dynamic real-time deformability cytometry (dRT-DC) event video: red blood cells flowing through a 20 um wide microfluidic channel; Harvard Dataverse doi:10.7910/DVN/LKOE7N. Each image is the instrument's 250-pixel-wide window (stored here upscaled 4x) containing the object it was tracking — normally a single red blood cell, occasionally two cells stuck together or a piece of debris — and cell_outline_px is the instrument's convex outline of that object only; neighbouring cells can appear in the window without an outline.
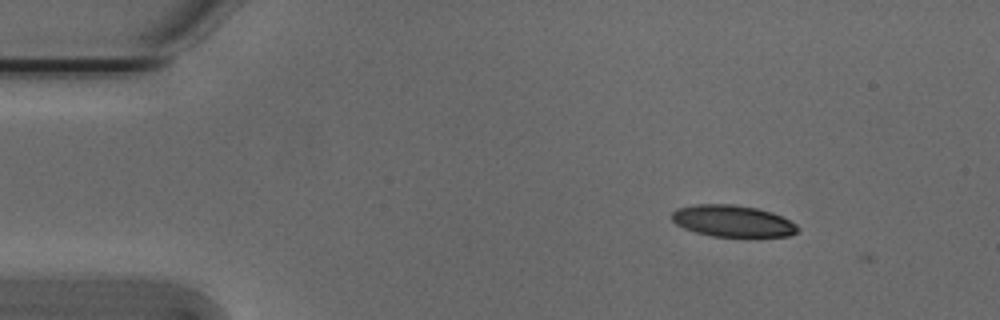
{"species": "Egyptian fruit bat (a non-hibernating species)", "species_latin": "Rousettus aegyptiacus", "temperature_condition": "cold", "stored_images_in_passage": 14, "camera_frame_rate_fps": 3000, "um_per_image_px": 0.085, "animal": {"sex": "male"}, "frame": {"image": 1, "passage_image": 2, "time_ms": 0.333, "image_size_px": [1000, 320], "cell_outline_px": [[800, 228], [796, 232], [788, 236], [712, 236], [696, 232], [684, 228], [676, 224], [672, 220], [672, 212], [676, 208], [696, 204], [732, 204], [756, 208], [772, 212], [796, 224]], "centroid_in_image_um": [62.24, 18.78], "position_along_channel_um": 22.8, "area_um2": 23.0}}
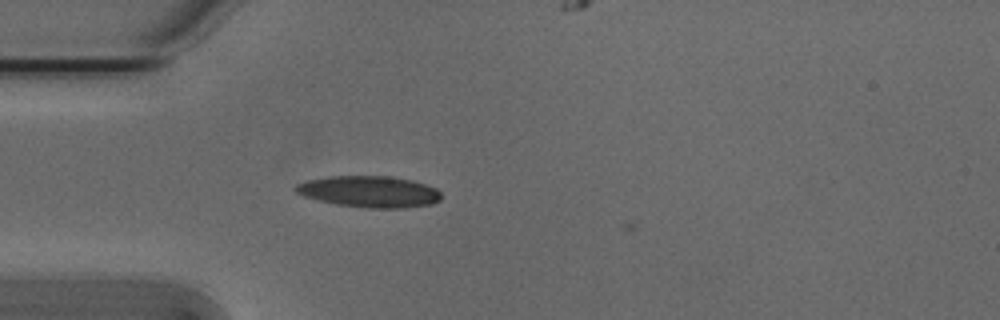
{"frame": {"image": 2, "passage_image": 10, "time_ms": 3.0, "image_size_px": [1000, 320], "cell_outline_px": [[440, 200], [432, 204], [404, 208], [368, 208], [336, 204], [304, 196], [296, 192], [292, 188], [296, 184], [308, 180], [328, 176], [388, 176], [412, 180], [436, 188], [440, 192]], "centroid_in_image_um": [31.39, 16.29], "position_along_channel_um": 53.6, "area_um2": 26.59}}